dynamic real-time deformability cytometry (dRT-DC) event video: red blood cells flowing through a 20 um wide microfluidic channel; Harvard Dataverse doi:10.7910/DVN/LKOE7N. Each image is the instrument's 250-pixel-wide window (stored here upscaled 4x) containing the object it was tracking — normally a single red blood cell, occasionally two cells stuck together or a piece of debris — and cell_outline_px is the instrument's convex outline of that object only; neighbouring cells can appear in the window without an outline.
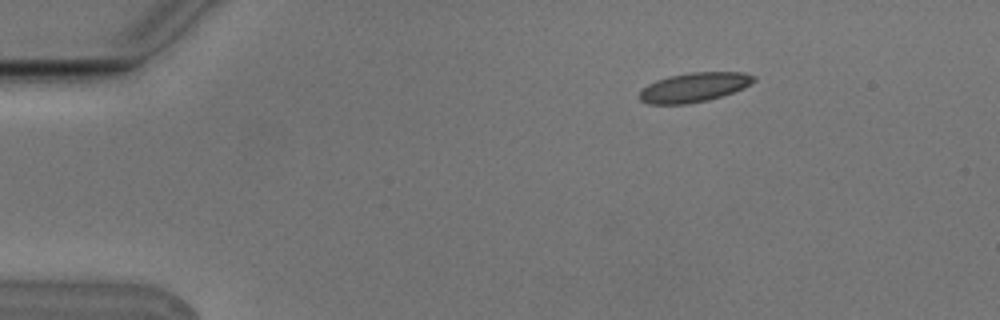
{"species": "Egyptian fruit bat (a non-hibernating species)", "species_latin": "Rousettus aegyptiacus", "temperature_condition": "cold", "stored_images_in_passage": 4, "camera_frame_rate_fps": 3000, "um_per_image_px": 0.085, "animal": {"sex": "male"}, "frame": {"image": 1, "passage_image": 4, "time_ms": 1.0, "image_size_px": [1000, 320], "cell_outline_px": [[756, 80], [744, 88], [708, 100], [688, 104], [648, 104], [640, 100], [640, 92], [648, 84], [656, 80], [668, 76], [692, 72], [744, 72], [756, 76]], "centroid_in_image_um": [59.01, 7.41], "position_along_channel_um": 26.0, "area_um2": 19.54}}